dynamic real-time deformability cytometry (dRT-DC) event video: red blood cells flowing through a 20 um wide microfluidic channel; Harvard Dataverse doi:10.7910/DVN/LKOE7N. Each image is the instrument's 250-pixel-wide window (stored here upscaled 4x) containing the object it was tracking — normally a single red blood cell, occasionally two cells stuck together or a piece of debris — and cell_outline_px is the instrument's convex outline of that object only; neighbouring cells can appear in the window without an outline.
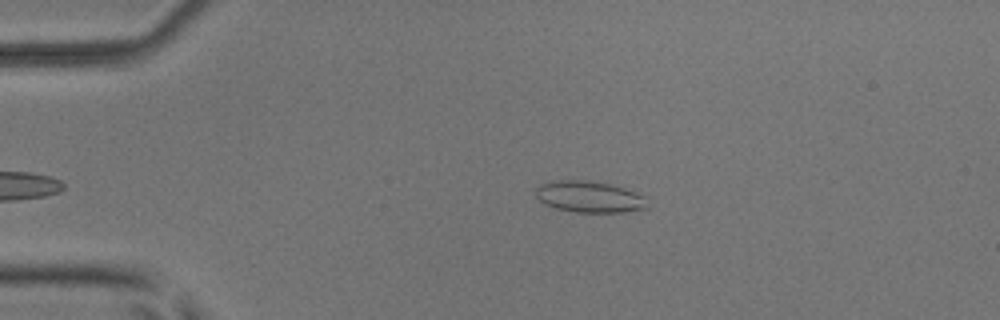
{"species": "common noctule bat (a hibernating species)", "species_latin": "Nyctalus noctula", "temperature_condition": "room temperature", "stored_images_in_passage": 37, "camera_frame_rate_fps": 3000, "um_per_image_px": 0.085, "animal": {"sex": "male", "body_mass_g": 17.9, "forearm_length_mm": 54.2}, "frame": {"image": 1, "passage_image": 3, "time_ms": 0.667, "image_size_px": [1000, 320], "cell_outline_px": [[648, 208], [624, 212], [576, 212], [556, 208], [544, 204], [536, 196], [536, 188], [540, 184], [548, 180], [588, 180], [608, 184], [624, 188], [644, 196]], "centroid_in_image_um": [50.05, 16.72], "position_along_channel_um": 34.9, "area_um2": 20.4}}
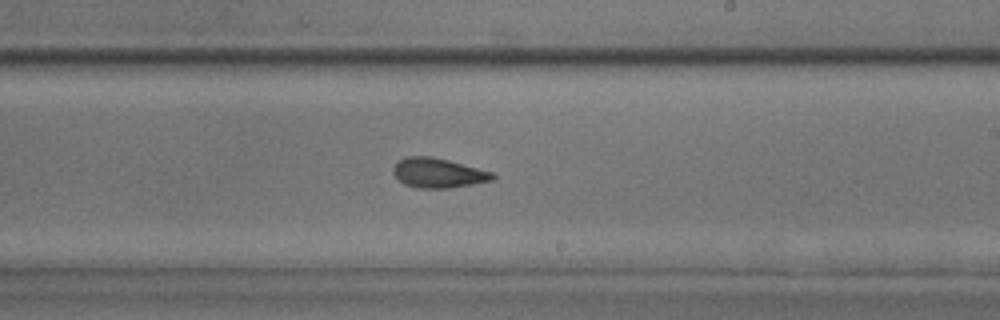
{"frame": {"image": 2, "passage_image": 23, "time_ms": 7.333, "image_size_px": [1000, 320], "cell_outline_px": [[496, 180], [448, 188], [416, 188], [404, 184], [392, 172], [392, 168], [400, 160], [408, 156], [432, 156], [448, 160], [492, 172], [496, 176]], "centroid_in_image_um": [37.25, 14.7], "position_along_channel_um": 251.7, "area_um2": 17.11}}
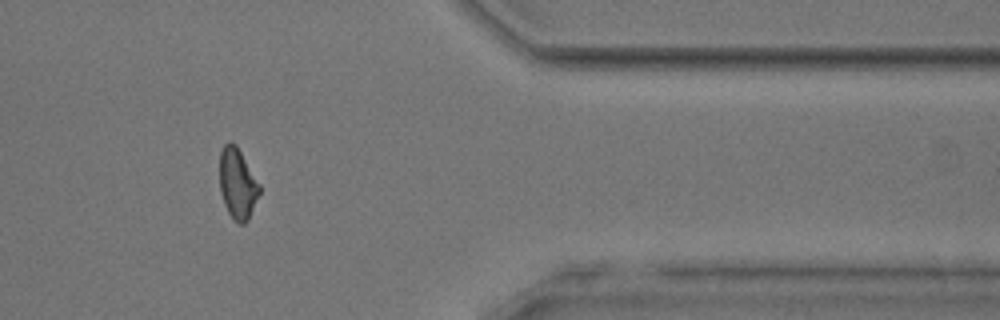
{"frame": {"image": 3, "passage_image": 35, "time_ms": 11.333, "image_size_px": [1000, 320], "cell_outline_px": [[260, 192], [248, 220], [244, 224], [240, 224], [228, 212], [224, 204], [220, 192], [220, 152], [224, 144], [228, 140], [232, 140], [236, 144], [260, 184]], "centroid_in_image_um": [20.18, 15.57], "position_along_channel_um": 391.2, "area_um2": 16.42}, "authors_computed_cell_mechanics": {"area_um2": 17.34, "velocity_mm_per_s": 3.974, "shape_relaxation_time_tau1_ms": null, "shape_relaxation_time_tau2_ms": 2.9307, "deformation_change_tau1": null, "deformation_change_tau2": 0.0881}}